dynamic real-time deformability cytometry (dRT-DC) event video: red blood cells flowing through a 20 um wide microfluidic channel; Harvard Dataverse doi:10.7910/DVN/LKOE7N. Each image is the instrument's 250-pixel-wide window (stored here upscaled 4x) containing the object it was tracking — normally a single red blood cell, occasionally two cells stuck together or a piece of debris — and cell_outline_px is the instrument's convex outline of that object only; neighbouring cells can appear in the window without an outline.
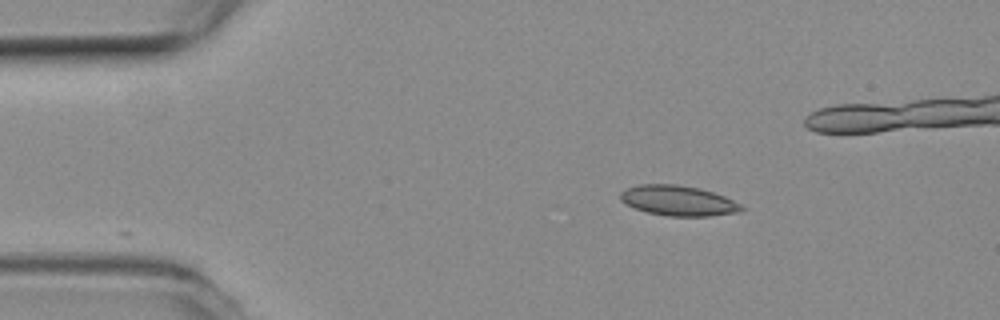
{"species": "common noctule bat (a hibernating species)", "species_latin": "Nyctalus noctula", "temperature_condition": "room temperature", "stored_images_in_passage": 4, "camera_frame_rate_fps": 3000, "um_per_image_px": 0.085, "animal": {"sex": "female", "body_mass_g": 19.3, "forearm_length_mm": 54.1}, "frame": {"image": 1, "passage_image": 1, "time_ms": 0.0, "image_size_px": [1000, 320], "cell_outline_px": [[744, 208], [740, 212], [708, 216], [668, 216], [648, 212], [636, 208], [620, 200], [620, 192], [628, 188], [640, 184], [676, 184], [700, 188], [724, 196], [740, 204]], "centroid_in_image_um": [57.66, 17.05], "position_along_channel_um": 27.3, "area_um2": 21.1}}
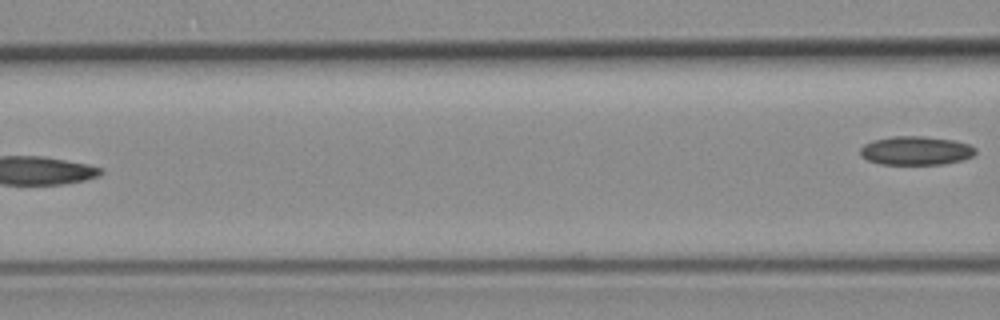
{"frame": {"image": 2, "passage_image": 4, "time_ms": 1.0, "image_size_px": [1000, 320], "cell_outline_px": [[976, 152], [972, 156], [964, 160], [944, 164], [880, 164], [868, 160], [860, 156], [860, 148], [864, 144], [872, 140], [892, 136], [920, 136], [952, 140], [968, 144], [976, 148]], "centroid_in_image_um": [77.83, 12.81], "position_along_channel_um": 88.8, "area_um2": 19.36}}